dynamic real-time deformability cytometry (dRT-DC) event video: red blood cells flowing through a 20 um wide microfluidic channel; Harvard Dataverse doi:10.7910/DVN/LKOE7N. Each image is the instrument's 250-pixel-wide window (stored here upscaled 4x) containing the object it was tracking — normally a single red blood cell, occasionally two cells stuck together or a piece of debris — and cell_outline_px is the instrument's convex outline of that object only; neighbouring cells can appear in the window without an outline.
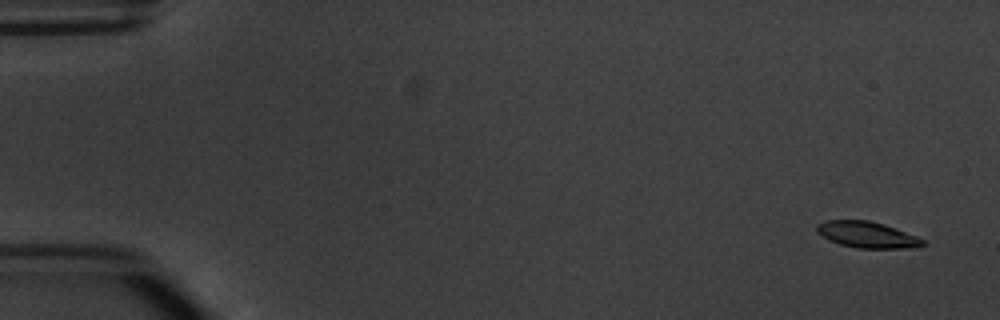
{"species": "common noctule bat (a hibernating species)", "species_latin": "Nyctalus noctula", "temperature_condition": "warm", "stored_images_in_passage": 4, "segment_of_instrument_passage": [2, 2], "camera_frame_rate_fps": 3000, "um_per_image_px": 0.085, "animal": {"sex": "male", "body_mass_g": 20.1, "forearm_length_mm": 53.5}, "frame": {"image": 1, "passage_image": 4, "time_ms": 4.333, "image_size_px": [1000, 320], "cell_outline_px": [[924, 244], [916, 248], [860, 248], [840, 244], [828, 240], [816, 232], [816, 224], [828, 220], [868, 220], [884, 224], [916, 236], [924, 240]], "centroid_in_image_um": [73.68, 19.95], "position_along_channel_um": 11.3, "area_um2": 16.13}}